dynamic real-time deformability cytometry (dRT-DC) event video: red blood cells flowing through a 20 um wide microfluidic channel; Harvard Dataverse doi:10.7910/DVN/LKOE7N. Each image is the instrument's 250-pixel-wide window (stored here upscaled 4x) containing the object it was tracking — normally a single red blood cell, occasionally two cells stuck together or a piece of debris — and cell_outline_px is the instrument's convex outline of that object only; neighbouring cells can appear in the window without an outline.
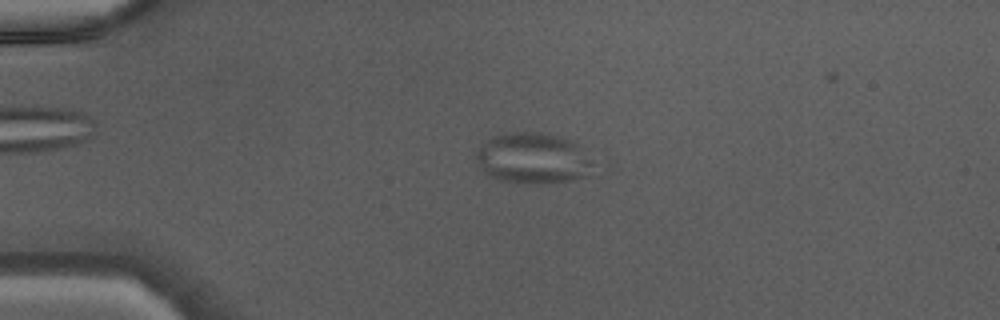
{"species": "Egyptian fruit bat (a non-hibernating species)", "species_latin": "Rousettus aegyptiacus", "temperature_condition": "warm", "stored_images_in_passage": 35, "camera_frame_rate_fps": 3000, "um_per_image_px": 0.085, "animal": {"sex": "male"}, "frame": {"image": 1, "passage_image": 1, "time_ms": 0.0, "image_size_px": [1000, 320], "cell_outline_px": [[588, 176], [568, 180], [544, 184], [524, 184], [500, 180], [488, 176], [484, 172], [476, 160], [476, 152], [492, 136], [508, 132], [540, 132], [556, 136], [568, 140], [576, 144], [588, 160]], "centroid_in_image_um": [45.2, 13.47], "position_along_channel_um": 39.8, "area_um2": 33.99}}
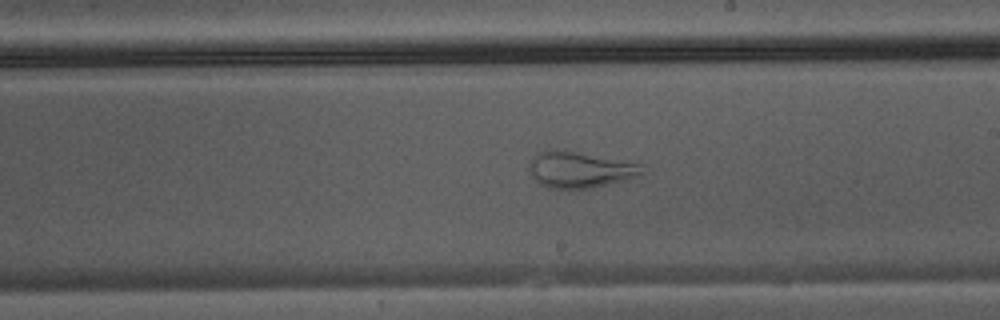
{"frame": {"image": 2, "passage_image": 17, "time_ms": 5.333, "image_size_px": [1000, 320], "cell_outline_px": [[640, 176], [624, 180], [588, 188], [548, 188], [540, 184], [532, 176], [528, 168], [532, 160], [540, 152], [580, 152], [640, 164]], "centroid_in_image_um": [49.28, 14.45], "position_along_channel_um": 239.7, "area_um2": 22.72}}
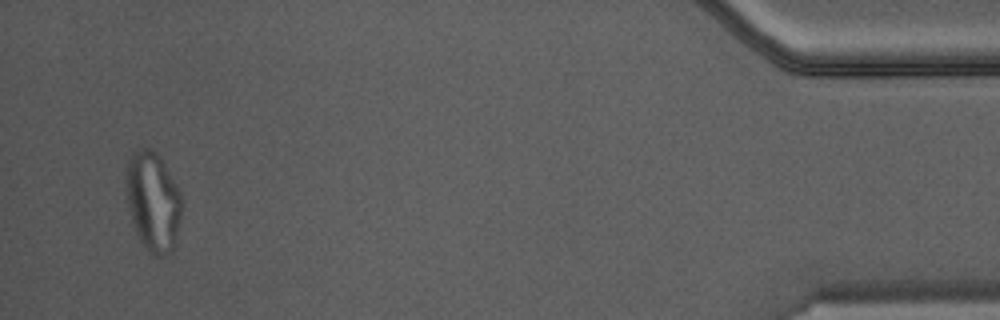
{"frame": {"image": 3, "passage_image": 34, "time_ms": 11.0, "image_size_px": [1000, 320], "cell_outline_px": [[184, 200], [176, 248], [168, 256], [156, 256], [148, 252], [140, 240], [136, 232], [128, 204], [128, 160], [140, 148], [148, 148], [156, 152], [164, 164]], "centroid_in_image_um": [13.09, 17.23], "position_along_channel_um": 422.1, "area_um2": 32.02}}